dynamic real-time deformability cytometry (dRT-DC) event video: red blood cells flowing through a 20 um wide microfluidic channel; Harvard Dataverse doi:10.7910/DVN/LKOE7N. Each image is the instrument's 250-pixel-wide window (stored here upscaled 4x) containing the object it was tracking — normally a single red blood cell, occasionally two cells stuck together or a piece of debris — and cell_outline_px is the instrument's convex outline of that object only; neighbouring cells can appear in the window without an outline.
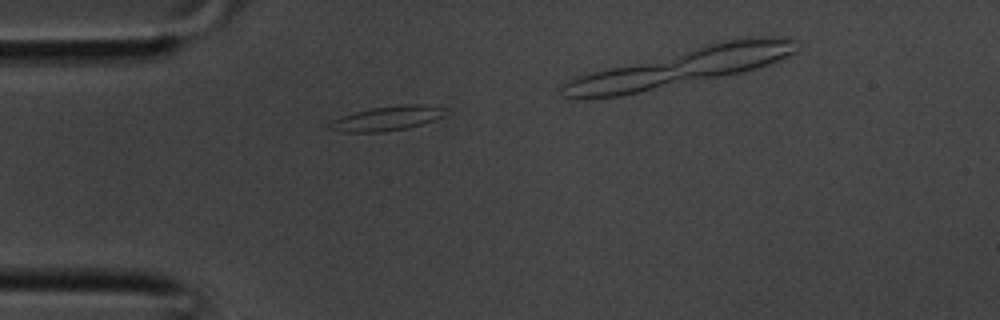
{"species": "common noctule bat (a hibernating species)", "species_latin": "Nyctalus noctula", "temperature_condition": "room temperature", "stored_images_in_passage": 10, "camera_frame_rate_fps": 3000, "um_per_image_px": 0.085, "animal": {"sex": "male", "body_mass_g": 20.1, "forearm_length_mm": 53.5}, "frame": {"image": 1, "passage_image": 4, "time_ms": 1.0, "image_size_px": [1000, 320], "cell_outline_px": [[444, 116], [408, 128], [384, 132], [340, 132], [328, 128], [324, 124], [340, 116], [372, 108], [408, 104], [428, 104], [444, 108]], "centroid_in_image_um": [32.83, 10.07], "position_along_channel_um": 52.2, "area_um2": 16.53}}
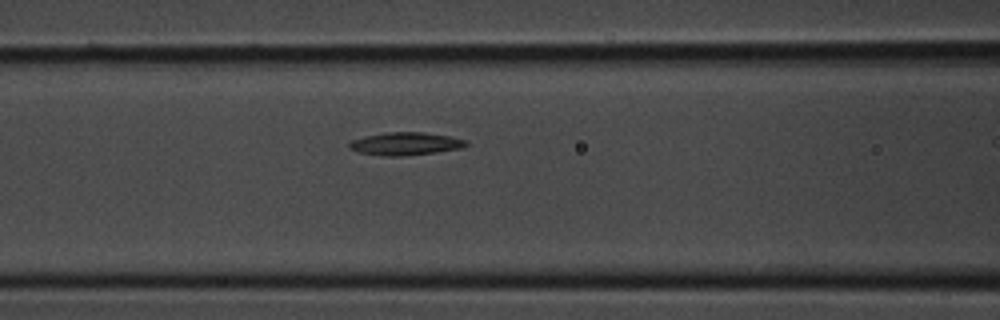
{"frame": {"image": 2, "passage_image": 9, "time_ms": 2.667, "image_size_px": [1000, 320], "cell_outline_px": [[468, 144], [464, 148], [436, 152], [404, 156], [384, 156], [360, 152], [348, 148], [348, 140], [364, 136], [384, 132], [424, 132], [448, 136], [468, 140]], "centroid_in_image_um": [34.45, 12.21], "position_along_channel_um": 132.2, "area_um2": 15.78}}